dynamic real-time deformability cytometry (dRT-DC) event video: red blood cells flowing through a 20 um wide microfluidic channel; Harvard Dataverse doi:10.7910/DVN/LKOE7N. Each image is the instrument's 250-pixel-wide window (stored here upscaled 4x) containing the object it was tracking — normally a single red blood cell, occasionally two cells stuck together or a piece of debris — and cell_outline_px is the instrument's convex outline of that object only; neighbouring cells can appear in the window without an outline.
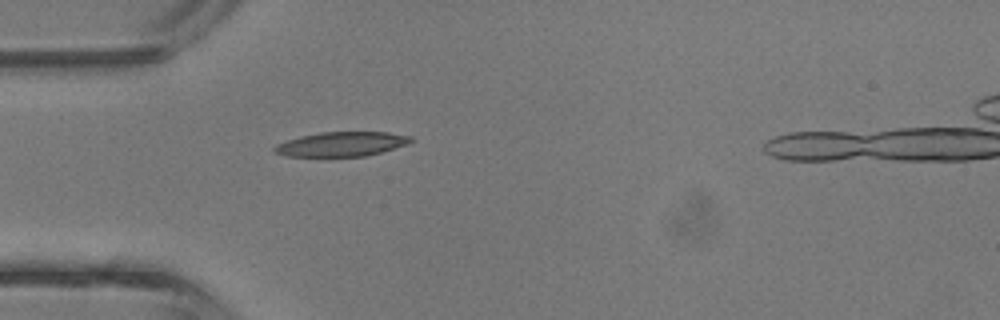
{"species": "common noctule bat (a hibernating species)", "species_latin": "Nyctalus noctula", "temperature_condition": "room temperature", "stored_images_in_passage": 28, "camera_frame_rate_fps": 3000, "um_per_image_px": 0.085, "animal": {"sex": "male", "body_mass_g": 13.3}, "frame": {"image": 1, "passage_image": 1, "time_ms": 0.0, "image_size_px": [1000, 320], "cell_outline_px": [[416, 140], [408, 144], [380, 152], [364, 156], [288, 156], [276, 152], [272, 148], [276, 144], [300, 136], [320, 132], [388, 132], [412, 136]], "centroid_in_image_um": [29.08, 12.23], "position_along_channel_um": 55.9, "area_um2": 19.36}}
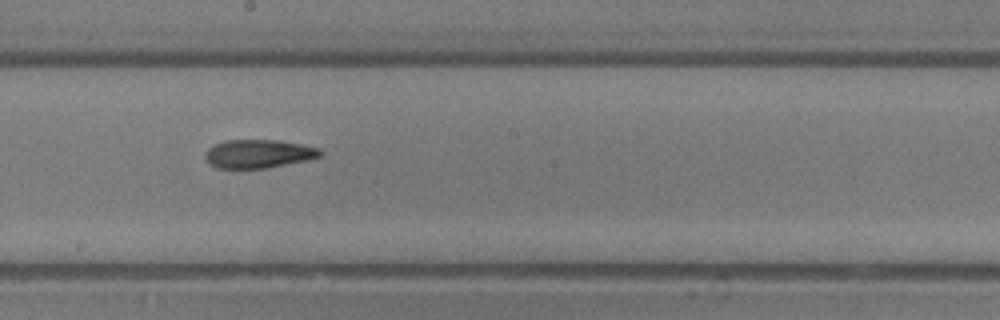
{"frame": {"image": 2, "passage_image": 12, "time_ms": 3.667, "image_size_px": [1000, 320], "cell_outline_px": [[324, 152], [320, 156], [308, 160], [268, 168], [216, 168], [208, 164], [204, 156], [208, 148], [224, 140], [280, 140], [320, 148]], "centroid_in_image_um": [21.97, 13.07], "position_along_channel_um": 226.2, "area_um2": 19.25}}
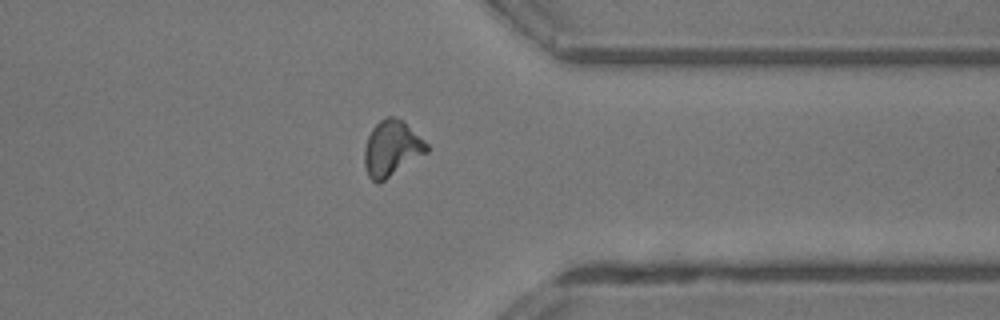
{"frame": {"image": 3, "passage_image": 22, "time_ms": 7.0, "image_size_px": [1000, 320], "cell_outline_px": [[428, 152], [380, 184], [376, 184], [368, 176], [364, 164], [364, 148], [368, 136], [372, 128], [380, 120], [388, 116], [392, 116], [400, 120], [424, 140], [428, 144]], "centroid_in_image_um": [33.27, 12.66], "position_along_channel_um": 378.1, "area_um2": 20.17}, "authors_computed_cell_mechanics": {"area_um2": 19.2474, "velocity_mm_per_s": 4.7675, "shape_relaxation_time_tau1_ms": 5.1538, "shape_relaxation_time_tau2_ms": 3.978, "deformation_change_tau1": 0.1762, "deformation_change_tau2": 0.1446}}